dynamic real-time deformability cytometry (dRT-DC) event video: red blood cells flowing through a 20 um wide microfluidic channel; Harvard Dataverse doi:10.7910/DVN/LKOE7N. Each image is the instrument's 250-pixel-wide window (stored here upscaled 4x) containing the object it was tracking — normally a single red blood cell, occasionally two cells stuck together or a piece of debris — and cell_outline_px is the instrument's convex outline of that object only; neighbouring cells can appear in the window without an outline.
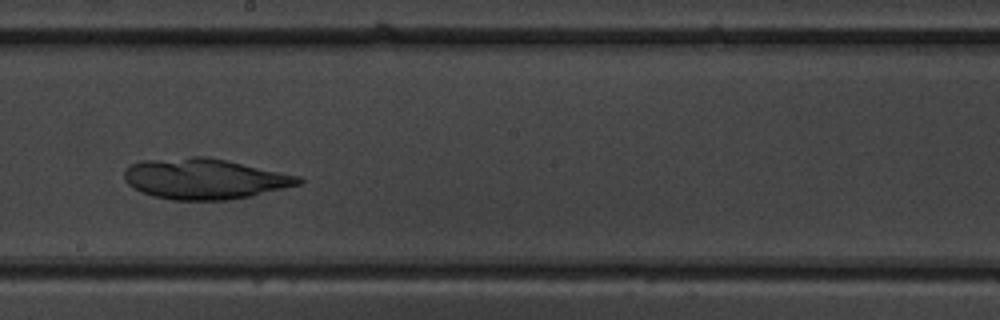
{"species": "common noctule bat (a hibernating species)", "species_latin": "Nyctalus noctula", "temperature_condition": "warm", "stored_images_in_passage": 14, "camera_frame_rate_fps": 3000, "um_per_image_px": 0.085, "animal": {"sex": "male", "body_mass_g": 19.5, "forearm_length_mm": 54.6}, "frame": {"image": 1, "passage_image": 7, "time_ms": 7.0, "image_size_px": [1000, 320], "cell_outline_px": [[304, 180], [300, 184], [252, 196], [224, 200], [172, 200], [152, 196], [140, 192], [128, 184], [124, 180], [124, 168], [128, 164], [140, 160], [192, 156], [208, 156], [228, 160], [300, 176]], "centroid_in_image_um": [17.34, 15.18], "position_along_channel_um": 230.9, "area_um2": 41.73}}
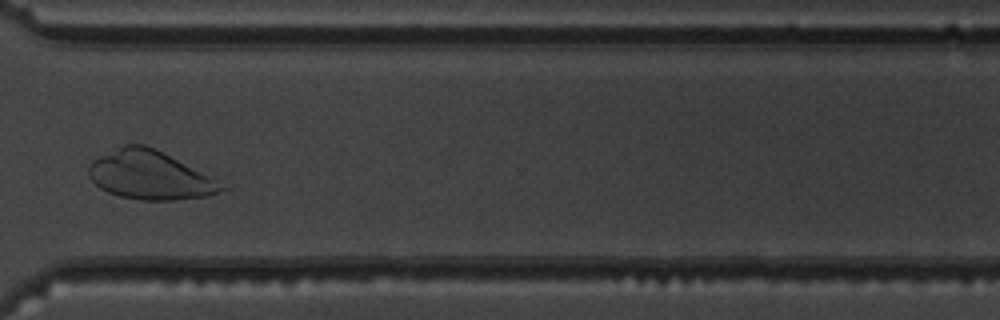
{"frame": {"image": 2, "passage_image": 10, "time_ms": 10.333, "image_size_px": [1000, 320], "cell_outline_px": [[236, 184], [232, 188], [208, 196], [176, 200], [140, 200], [120, 196], [108, 192], [100, 188], [88, 176], [88, 168], [92, 160], [124, 144], [144, 144]], "centroid_in_image_um": [12.95, 14.9], "position_along_channel_um": 357.7, "area_um2": 38.96}}
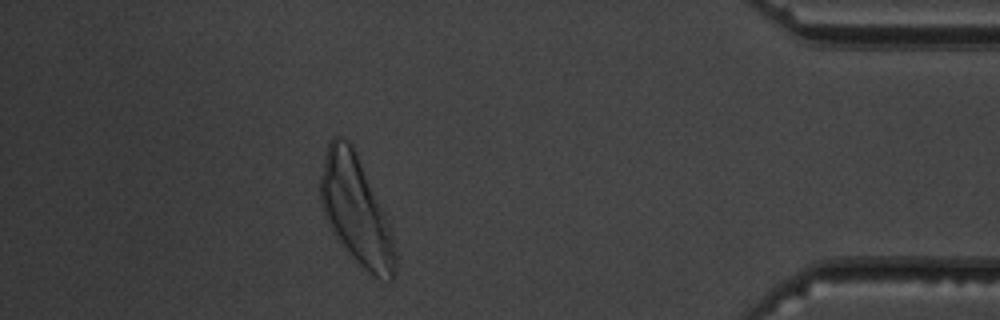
{"frame": {"image": 3, "passage_image": 12, "time_ms": 12.667, "image_size_px": [1000, 320], "cell_outline_px": [[396, 272], [392, 280], [380, 280], [372, 276], [352, 260], [332, 232], [324, 216], [320, 204], [320, 176], [324, 156], [328, 144], [332, 136], [340, 136], [348, 140], [352, 144], [356, 152], [392, 228], [396, 252]], "centroid_in_image_um": [30.26, 17.94], "position_along_channel_um": 404.9, "area_um2": 47.86}}